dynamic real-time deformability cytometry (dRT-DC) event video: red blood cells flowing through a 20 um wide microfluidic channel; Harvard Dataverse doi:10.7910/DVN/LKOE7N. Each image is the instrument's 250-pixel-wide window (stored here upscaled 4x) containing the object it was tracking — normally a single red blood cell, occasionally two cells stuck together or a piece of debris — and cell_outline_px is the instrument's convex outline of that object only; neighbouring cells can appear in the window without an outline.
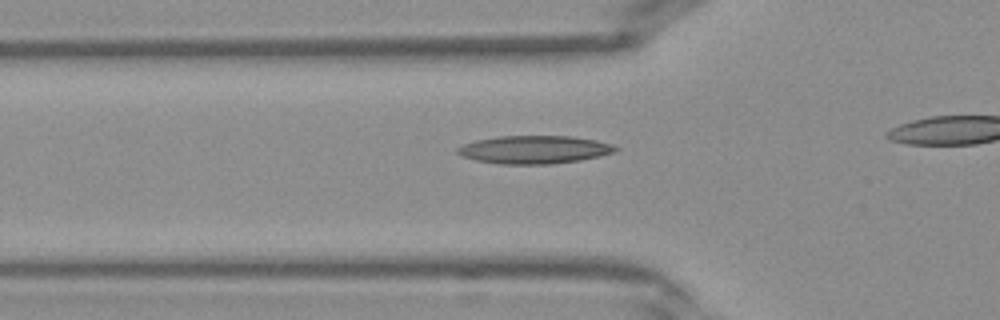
{"species": "Egyptian fruit bat (a non-hibernating species)", "species_latin": "Rousettus aegyptiacus", "temperature_condition": "warm", "stored_images_in_passage": 11, "camera_frame_rate_fps": 3000, "um_per_image_px": 0.085, "frame": {"image": 1, "passage_image": 2, "time_ms": 0.333, "image_size_px": [1000, 320], "cell_outline_px": [[620, 148], [616, 152], [600, 156], [580, 160], [552, 164], [500, 164], [476, 160], [464, 156], [456, 152], [456, 148], [464, 144], [476, 140], [500, 136], [572, 136], [596, 140], [612, 144]], "centroid_in_image_um": [45.46, 12.72], "position_along_channel_um": 80.3, "area_um2": 25.84}}
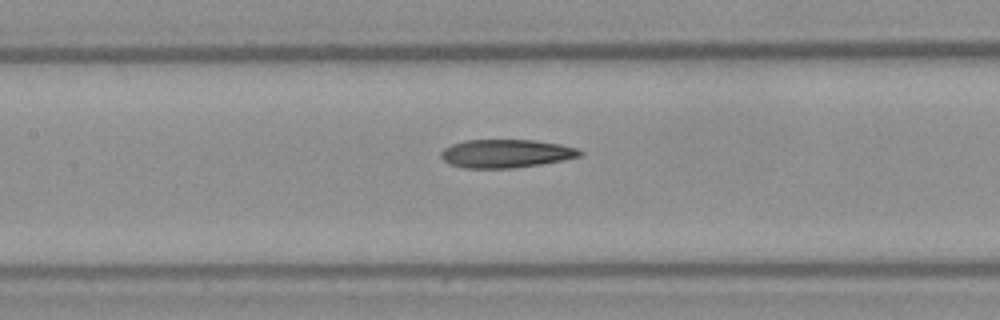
{"frame": {"image": 2, "passage_image": 7, "time_ms": 2.0, "image_size_px": [1000, 320], "cell_outline_px": [[584, 152], [580, 156], [564, 160], [540, 164], [512, 168], [464, 168], [452, 164], [444, 160], [440, 156], [440, 152], [444, 148], [452, 144], [464, 140], [536, 140], [560, 144], [576, 148]], "centroid_in_image_um": [43.01, 13.04], "position_along_channel_um": 164.4, "area_um2": 22.89}}
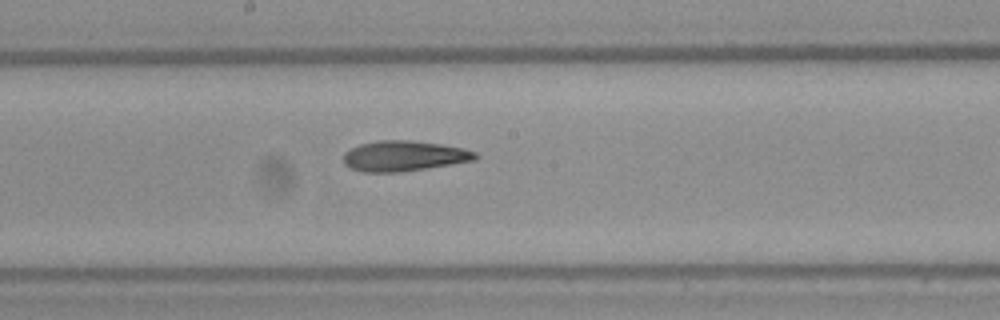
{"frame": {"image": 3, "passage_image": 10, "time_ms": 3.0, "image_size_px": [1000, 320], "cell_outline_px": [[480, 156], [472, 160], [424, 168], [396, 172], [364, 172], [348, 168], [344, 164], [344, 152], [360, 144], [376, 140], [412, 140], [440, 144], [464, 148], [476, 152]], "centroid_in_image_um": [34.29, 13.24], "position_along_channel_um": 213.9, "area_um2": 23.18}}